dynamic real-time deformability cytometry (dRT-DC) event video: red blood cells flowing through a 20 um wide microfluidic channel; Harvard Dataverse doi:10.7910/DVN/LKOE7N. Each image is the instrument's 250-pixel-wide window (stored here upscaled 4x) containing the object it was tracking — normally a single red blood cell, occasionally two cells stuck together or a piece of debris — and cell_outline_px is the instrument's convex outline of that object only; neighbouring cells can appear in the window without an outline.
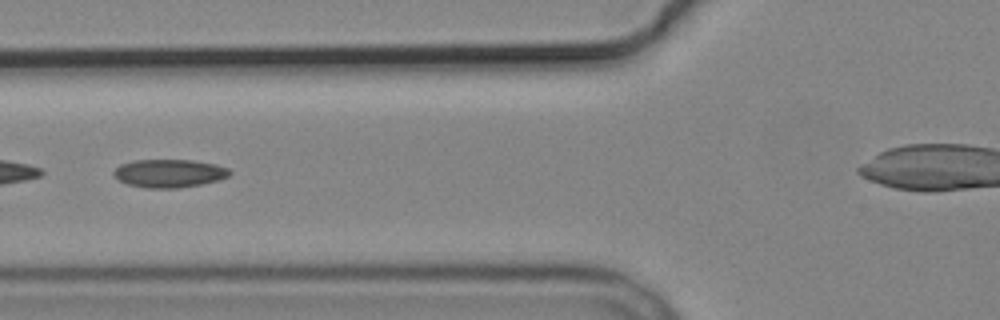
{"species": "common noctule bat (a hibernating species)", "species_latin": "Nyctalus noctula", "temperature_condition": "cold", "stored_images_in_passage": 4, "camera_frame_rate_fps": 3000, "um_per_image_px": 0.085, "animal": {"sex": "male", "body_mass_g": 19.2, "forearm_length_mm": 51.8}, "frame": {"image": 1, "passage_image": 2, "time_ms": 1.0, "image_size_px": [1000, 320], "cell_outline_px": [[232, 172], [228, 176], [220, 180], [200, 184], [176, 188], [144, 188], [128, 184], [120, 180], [112, 172], [120, 164], [136, 160], [192, 160], [216, 164], [228, 168]], "centroid_in_image_um": [14.4, 14.73], "position_along_channel_um": 111.4, "area_um2": 18.96}}
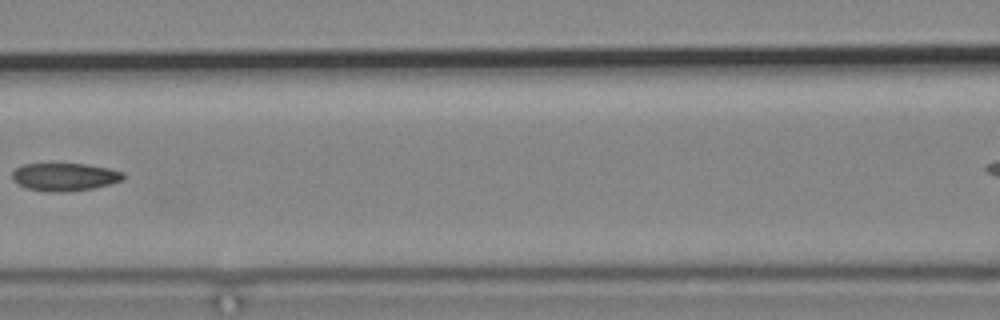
{"frame": {"image": 2, "passage_image": 3, "time_ms": 2.333, "image_size_px": [1000, 320], "cell_outline_px": [[124, 180], [92, 188], [64, 192], [48, 192], [28, 188], [16, 184], [12, 180], [12, 172], [16, 168], [24, 164], [84, 164], [108, 168], [124, 172]], "centroid_in_image_um": [5.47, 15.04], "position_along_channel_um": 161.1, "area_um2": 17.98}}
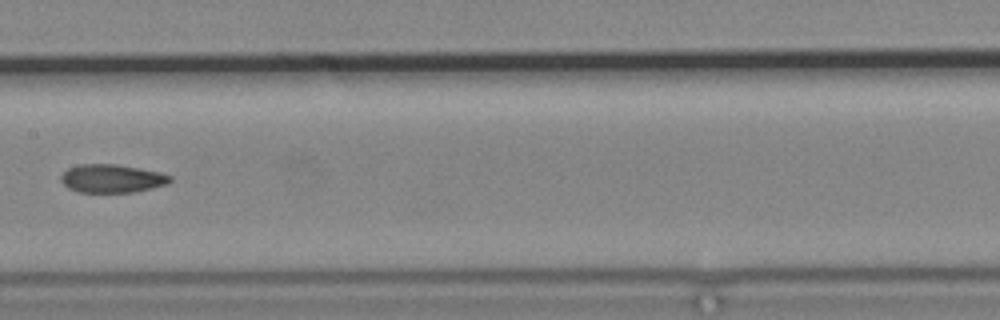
{"frame": {"image": 3, "passage_image": 4, "time_ms": 3.333, "image_size_px": [1000, 320], "cell_outline_px": [[172, 180], [168, 184], [132, 192], [76, 192], [68, 188], [60, 180], [60, 176], [68, 168], [80, 164], [116, 164], [160, 172], [172, 176]], "centroid_in_image_um": [9.5, 15.17], "position_along_channel_um": 197.9, "area_um2": 17.98}}